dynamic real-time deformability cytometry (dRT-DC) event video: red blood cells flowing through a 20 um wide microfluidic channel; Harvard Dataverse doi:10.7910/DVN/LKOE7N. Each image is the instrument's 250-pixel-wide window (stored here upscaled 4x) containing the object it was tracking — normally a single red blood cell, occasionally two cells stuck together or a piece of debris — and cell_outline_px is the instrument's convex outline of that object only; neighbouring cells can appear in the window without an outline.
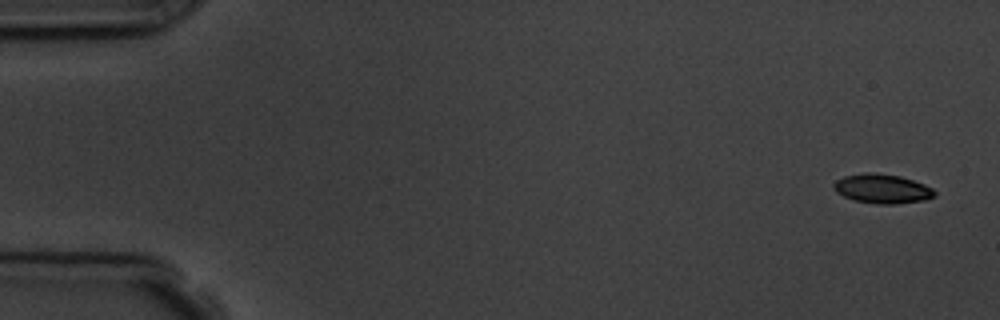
{"species": "common noctule bat (a hibernating species)", "species_latin": "Nyctalus noctula", "temperature_condition": "room temperature", "stored_images_in_passage": 6, "camera_frame_rate_fps": 3000, "um_per_image_px": 0.085, "animal": {"sex": "male", "body_mass_g": 19.5, "forearm_length_mm": 54.6}, "frame": {"image": 1, "passage_image": 1, "time_ms": 0.0, "image_size_px": [1000, 320], "cell_outline_px": [[936, 196], [924, 200], [896, 204], [876, 204], [856, 200], [844, 196], [836, 192], [832, 188], [832, 184], [836, 180], [844, 176], [864, 172], [872, 172], [900, 176], [924, 184], [932, 188], [936, 192]], "centroid_in_image_um": [74.98, 16.04], "position_along_channel_um": 10.0, "area_um2": 17.28}}
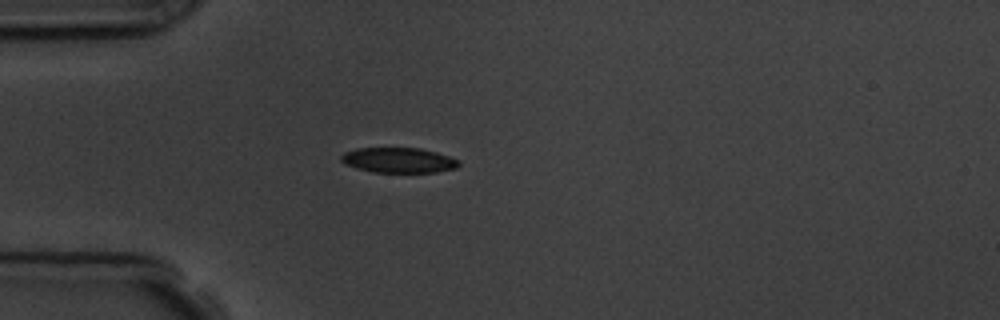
{"frame": {"image": 2, "passage_image": 4, "time_ms": 4.333, "image_size_px": [1000, 320], "cell_outline_px": [[460, 164], [456, 168], [436, 172], [376, 172], [356, 168], [344, 164], [340, 160], [340, 156], [344, 152], [356, 148], [420, 148], [436, 152], [460, 160]], "centroid_in_image_um": [33.86, 13.61], "position_along_channel_um": 51.1, "area_um2": 17.28}}